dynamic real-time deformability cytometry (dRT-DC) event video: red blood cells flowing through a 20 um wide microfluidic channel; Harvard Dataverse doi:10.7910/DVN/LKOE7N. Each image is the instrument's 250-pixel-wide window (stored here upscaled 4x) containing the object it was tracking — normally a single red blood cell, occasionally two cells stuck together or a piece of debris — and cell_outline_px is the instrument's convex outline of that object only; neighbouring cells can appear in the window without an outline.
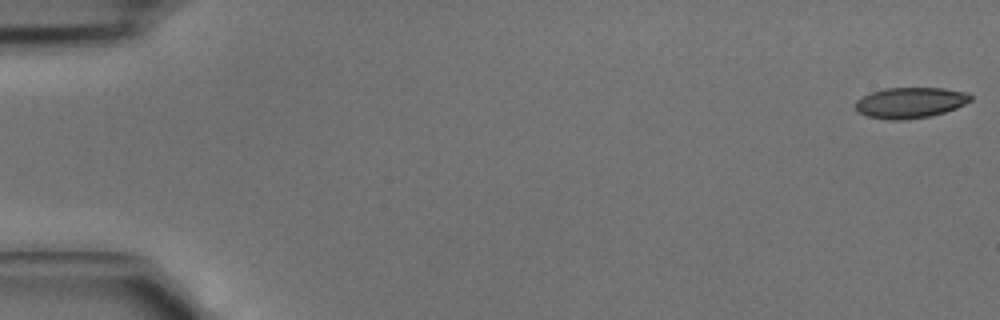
{"species": "common noctule bat (a hibernating species)", "species_latin": "Nyctalus noctula", "temperature_condition": "cold", "stored_images_in_passage": 43, "camera_frame_rate_fps": 3000, "um_per_image_px": 0.085, "animal": {"sex": "male", "body_mass_g": 15.6}, "frame": {"image": 1, "passage_image": 1, "time_ms": 0.0, "image_size_px": [1000, 320], "cell_outline_px": [[972, 100], [956, 108], [944, 112], [928, 116], [900, 120], [888, 120], [868, 116], [856, 112], [856, 100], [872, 92], [884, 88], [944, 88], [968, 92], [972, 96]], "centroid_in_image_um": [77.38, 8.72], "position_along_channel_um": 7.6, "area_um2": 20.58}}
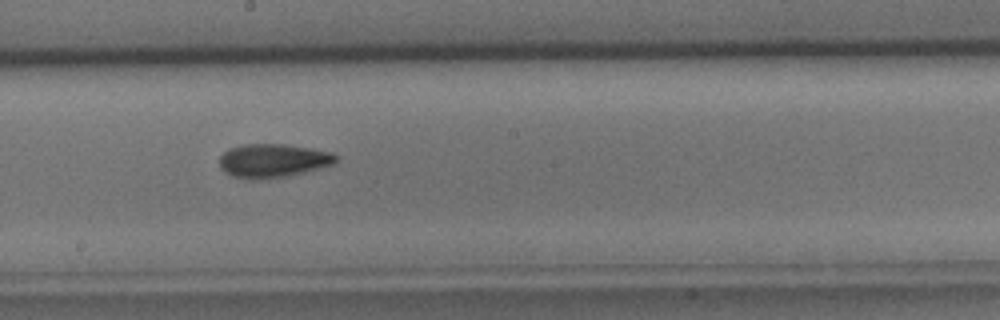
{"frame": {"image": 2, "passage_image": 24, "time_ms": 7.667, "image_size_px": [1000, 320], "cell_outline_px": [[340, 156], [332, 164], [320, 168], [304, 172], [284, 176], [256, 180], [252, 180], [232, 176], [224, 172], [220, 168], [220, 156], [224, 152], [232, 148], [244, 144], [284, 144], [312, 148], [332, 152]], "centroid_in_image_um": [23.21, 13.65], "position_along_channel_um": 225.0, "area_um2": 22.83}}
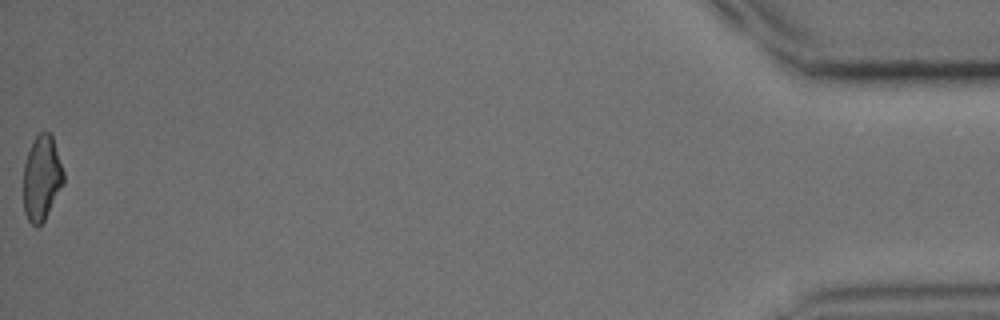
{"frame": {"image": 3, "passage_image": 43, "time_ms": 14.0, "image_size_px": [1000, 320], "cell_outline_px": [[64, 184], [44, 220], [36, 228], [28, 220], [24, 212], [24, 164], [32, 140], [40, 132], [48, 132], [52, 136], [64, 172]], "centroid_in_image_um": [3.55, 15.14], "position_along_channel_um": 431.7, "area_um2": 19.83}}